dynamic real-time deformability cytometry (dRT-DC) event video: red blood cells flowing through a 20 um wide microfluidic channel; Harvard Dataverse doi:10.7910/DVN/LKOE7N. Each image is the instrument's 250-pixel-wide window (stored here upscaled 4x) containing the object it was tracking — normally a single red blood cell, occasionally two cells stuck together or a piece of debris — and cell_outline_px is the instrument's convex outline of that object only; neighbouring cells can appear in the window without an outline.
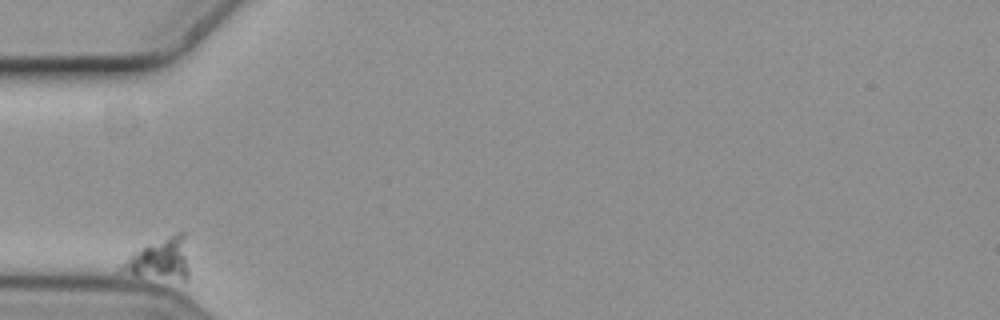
{"species": "common noctule bat (a hibernating species)", "species_latin": "Nyctalus noctula", "temperature_condition": "cold", "stored_images_in_passage": 6, "camera_frame_rate_fps": 3000, "um_per_image_px": 0.085, "animal": {"sex": "female", "body_mass_g": 19.3, "forearm_length_mm": 54.1}, "frame": {"image": 1, "passage_image": 1, "time_ms": 0.0, "image_size_px": [1000, 320], "cell_outline_px": [[188, 280], [184, 280], [116, 272], [116, 268], [120, 264], [136, 252], [148, 244], [176, 232], [184, 232], [188, 268]], "centroid_in_image_um": [13.58, 22.03], "position_along_channel_um": 71.4, "area_um2": 15.9}}
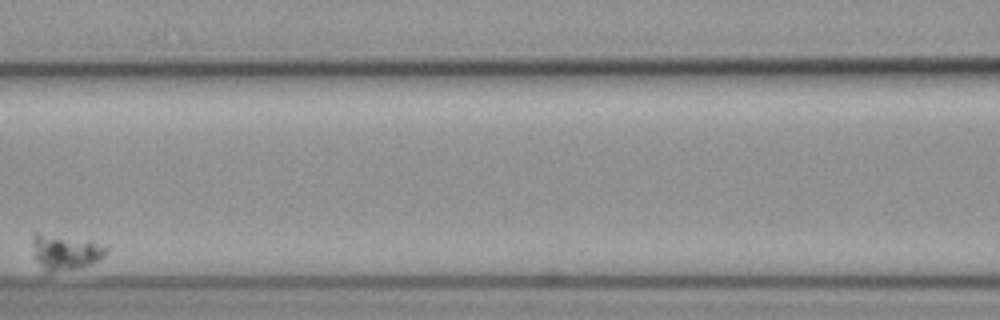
{"frame": {"image": 2, "passage_image": 4, "time_ms": 1.0, "image_size_px": [1000, 320], "cell_outline_px": [[108, 252], [100, 260], [80, 268], [52, 272], [44, 272], [36, 260], [32, 240], [32, 236], [36, 232], [88, 240], [108, 248]], "centroid_in_image_um": [5.54, 21.44], "position_along_channel_um": 161.1, "area_um2": 15.2}}
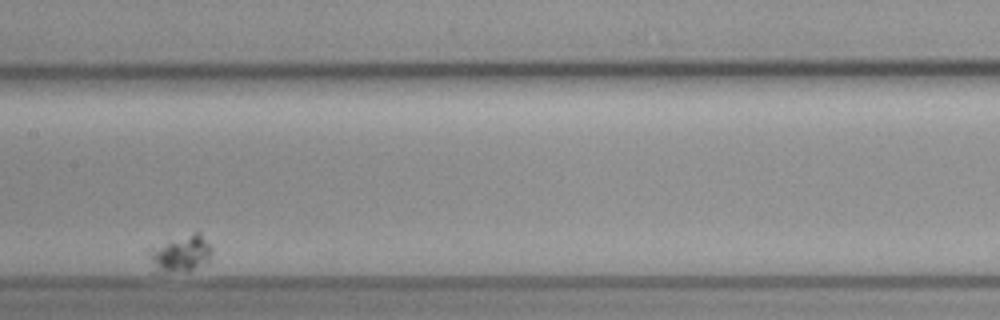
{"frame": {"image": 3, "passage_image": 5, "time_ms": 1.333, "image_size_px": [1000, 320], "cell_outline_px": [[212, 252], [208, 260], [188, 272], [164, 272], [152, 260], [148, 252], [148, 248], [192, 232], [200, 232], [212, 248]], "centroid_in_image_um": [15.42, 21.51], "position_along_channel_um": 192.0, "area_um2": 12.95}}